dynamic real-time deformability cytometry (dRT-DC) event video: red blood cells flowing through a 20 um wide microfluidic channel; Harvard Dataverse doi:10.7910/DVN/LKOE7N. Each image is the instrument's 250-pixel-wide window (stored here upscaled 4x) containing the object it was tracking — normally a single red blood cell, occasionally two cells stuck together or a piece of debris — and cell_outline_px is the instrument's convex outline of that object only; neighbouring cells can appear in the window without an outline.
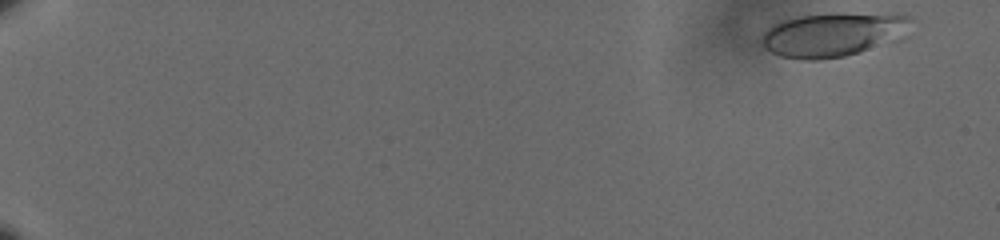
{"species": "human", "species_latin": "Homo sapiens", "temperature_condition": "cold", "stored_images_in_passage": 59, "camera_frame_rate_fps": 3000, "um_per_image_px": 0.085, "donor": {"sex": "male"}, "frame": {"image": 1, "passage_image": 2, "time_ms": 0.333, "image_size_px": [1000, 240], "cell_outline_px": [[916, 20], [908, 36], [900, 40], [860, 52], [844, 56], [816, 60], [800, 60], [780, 56], [764, 48], [764, 32], [772, 24], [780, 20], [800, 16], [900, 12], [904, 12]], "centroid_in_image_um": [71.0, 2.92], "position_along_channel_um": 14.0, "area_um2": 39.07}}
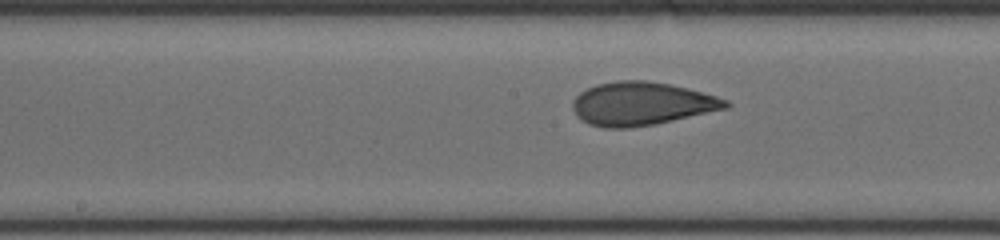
{"frame": {"image": 2, "passage_image": 33, "time_ms": 10.667, "image_size_px": [1000, 240], "cell_outline_px": [[732, 104], [728, 108], [656, 124], [628, 128], [604, 128], [588, 124], [576, 116], [572, 108], [572, 100], [580, 92], [596, 84], [616, 80], [644, 80], [672, 84], [688, 88], [716, 96], [728, 100]], "centroid_in_image_um": [54.52, 8.81], "position_along_channel_um": 193.7, "area_um2": 38.96}}
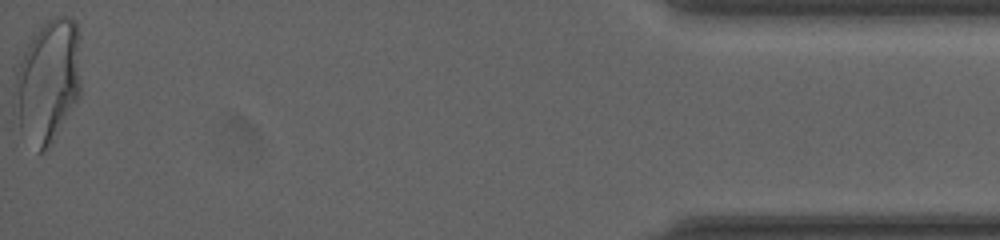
{"frame": {"image": 3, "passage_image": 59, "time_ms": 19.333, "image_size_px": [1000, 240], "cell_outline_px": [[80, 96], [52, 144], [48, 148], [40, 152], [36, 152], [20, 132], [12, 112], [16, 72], [20, 60], [32, 36], [48, 20], [56, 16], [68, 16], [76, 20], [80, 32]], "centroid_in_image_um": [4.07, 6.95], "position_along_channel_um": 431.1, "area_um2": 48.84}, "authors_computed_cell_mechanics": {"area_um2": 37.7434, "velocity_mm_per_s": 3.6004, "shape_relaxation_time_tau1_ms": 8.8426, "shape_relaxation_time_tau2_ms": 0.9638, "deformation_change_tau1": 0.2194, "deformation_change_tau2": 0.0708}}